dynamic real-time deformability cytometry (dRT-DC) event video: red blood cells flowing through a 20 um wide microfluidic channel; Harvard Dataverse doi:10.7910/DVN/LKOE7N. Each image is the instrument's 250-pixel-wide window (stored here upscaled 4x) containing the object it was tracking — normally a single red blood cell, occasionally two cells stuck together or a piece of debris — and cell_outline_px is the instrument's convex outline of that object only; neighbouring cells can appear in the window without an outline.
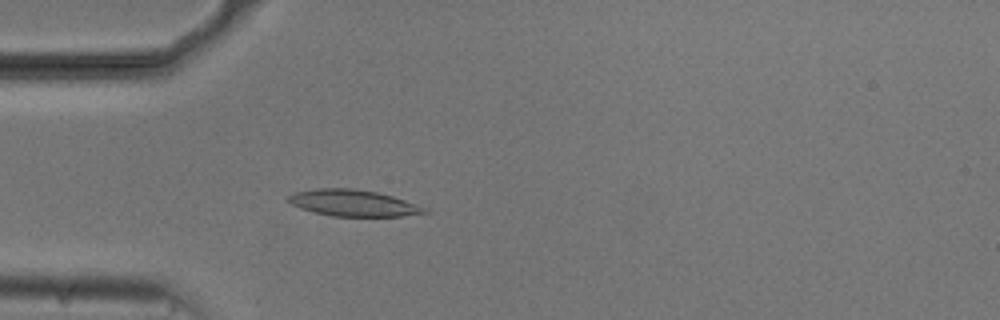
{"species": "common noctule bat (a hibernating species)", "species_latin": "Nyctalus noctula", "temperature_condition": "cold", "stored_images_in_passage": 52, "camera_frame_rate_fps": 3000, "um_per_image_px": 0.085, "animal": {"sex": "male", "body_mass_g": 20.5, "forearm_length_mm": 52.5}, "frame": {"image": 1, "passage_image": 14, "time_ms": 4.333, "image_size_px": [1000, 320], "cell_outline_px": [[428, 212], [400, 216], [332, 216], [300, 208], [284, 200], [288, 196], [296, 192], [316, 188], [352, 188], [376, 192], [392, 196], [428, 208]], "centroid_in_image_um": [29.99, 17.25], "position_along_channel_um": 55.0, "area_um2": 20.81}}
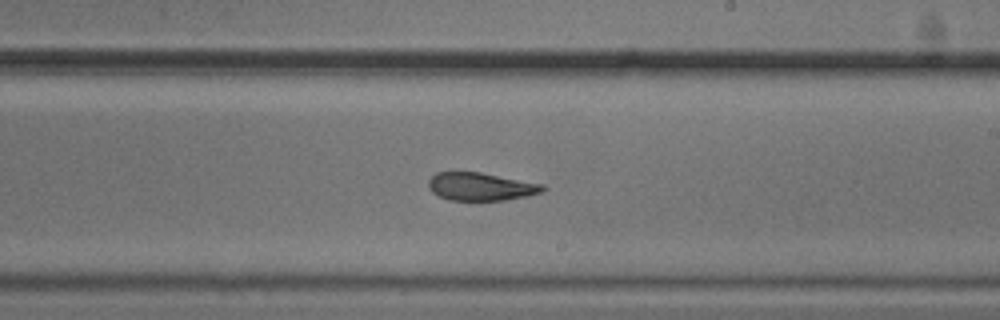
{"frame": {"image": 2, "passage_image": 30, "time_ms": 9.667, "image_size_px": [1000, 320], "cell_outline_px": [[548, 188], [540, 192], [528, 196], [504, 200], [448, 200], [432, 192], [428, 188], [428, 180], [436, 172], [480, 172], [544, 184]], "centroid_in_image_um": [40.87, 15.86], "position_along_channel_um": 248.1, "area_um2": 18.67}}
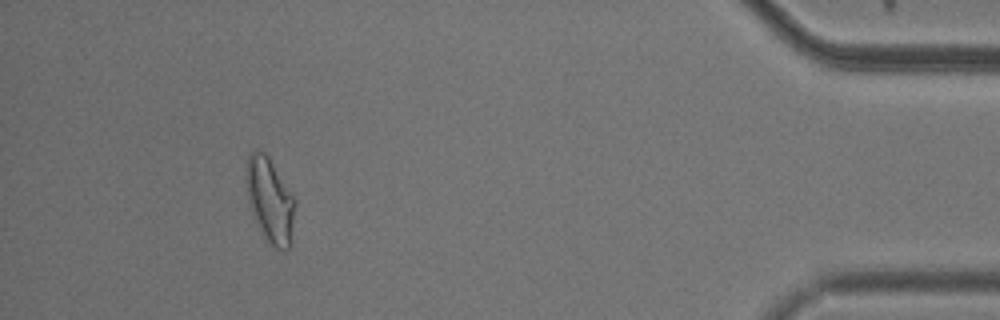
{"frame": {"image": 3, "passage_image": 48, "time_ms": 15.667, "image_size_px": [1000, 320], "cell_outline_px": [[296, 204], [292, 244], [288, 248], [276, 248], [268, 240], [260, 228], [248, 200], [244, 168], [248, 152], [256, 148], [264, 152], [268, 156], [292, 192], [296, 200]], "centroid_in_image_um": [22.96, 16.93], "position_along_channel_um": 412.2, "area_um2": 24.33}, "authors_computed_cell_mechanics": {"area_um2": 20.7502, "velocity_mm_per_s": 3.7384, "shape_relaxation_time_tau1_ms": 5.3841, "shape_relaxation_time_tau2_ms": 2.4948, "deformation_change_tau1": 0.1665, "deformation_change_tau2": 0.1062}}